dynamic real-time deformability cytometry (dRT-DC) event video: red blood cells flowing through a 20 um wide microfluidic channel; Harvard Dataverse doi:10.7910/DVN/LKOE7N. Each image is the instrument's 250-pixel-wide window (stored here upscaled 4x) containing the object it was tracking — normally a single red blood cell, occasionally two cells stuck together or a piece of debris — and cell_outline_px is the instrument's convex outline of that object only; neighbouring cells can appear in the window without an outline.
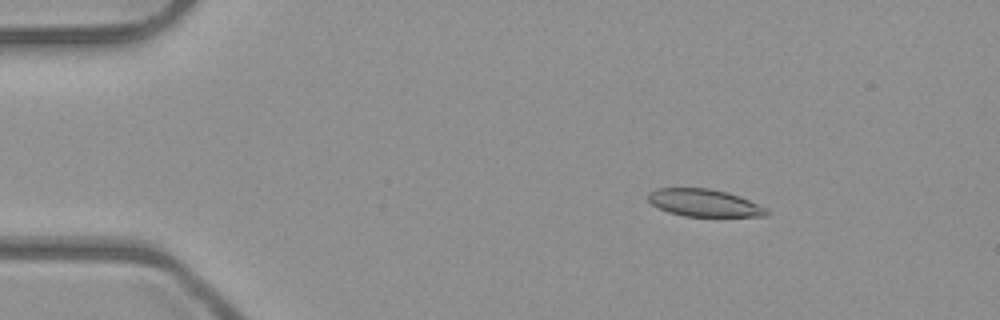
{"species": "common noctule bat (a hibernating species)", "species_latin": "Nyctalus noctula", "temperature_condition": "room temperature", "stored_images_in_passage": 45, "camera_frame_rate_fps": 3000, "um_per_image_px": 0.085, "animal": {"sex": "male", "body_mass_g": 23.1, "forearm_length_mm": 52.7}, "frame": {"image": 1, "passage_image": 1, "time_ms": 0.0, "image_size_px": [1000, 320], "cell_outline_px": [[768, 216], [684, 216], [668, 212], [652, 204], [648, 200], [648, 192], [656, 188], [708, 188], [728, 192], [740, 196], [768, 208]], "centroid_in_image_um": [59.87, 17.24], "position_along_channel_um": 25.1, "area_um2": 18.96}}
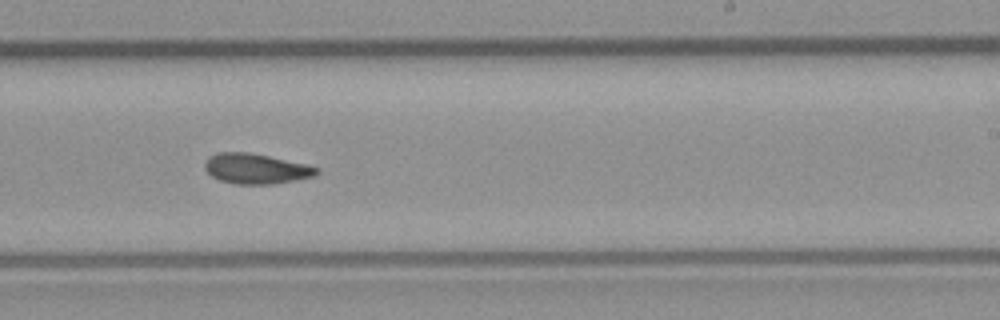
{"frame": {"image": 2, "passage_image": 25, "time_ms": 8.0, "image_size_px": [1000, 320], "cell_outline_px": [[320, 172], [312, 176], [272, 184], [236, 184], [220, 180], [212, 176], [204, 168], [204, 164], [208, 156], [220, 152], [248, 152], [268, 156], [304, 164], [320, 168]], "centroid_in_image_um": [21.71, 14.33], "position_along_channel_um": 267.3, "area_um2": 19.42}}
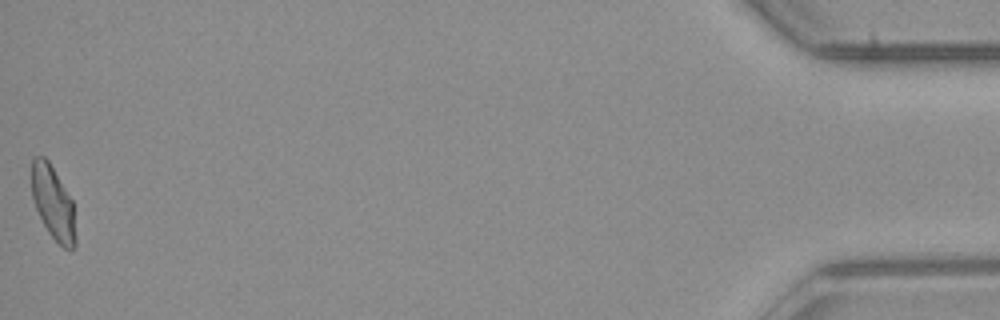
{"frame": {"image": 3, "passage_image": 45, "time_ms": 14.667, "image_size_px": [1000, 320], "cell_outline_px": [[76, 244], [72, 248], [64, 248], [48, 232], [36, 208], [32, 196], [32, 156], [44, 156], [48, 160], [72, 200], [76, 240]], "centroid_in_image_um": [4.5, 17.22], "position_along_channel_um": 430.7, "area_um2": 18.44}, "authors_computed_cell_mechanics": {"area_um2": 19.4208, "velocity_mm_per_s": 3.9721, "shape_relaxation_time_tau1_ms": null, "shape_relaxation_time_tau2_ms": 3.5345, "deformation_change_tau1": null, "deformation_change_tau2": 0.0891}}